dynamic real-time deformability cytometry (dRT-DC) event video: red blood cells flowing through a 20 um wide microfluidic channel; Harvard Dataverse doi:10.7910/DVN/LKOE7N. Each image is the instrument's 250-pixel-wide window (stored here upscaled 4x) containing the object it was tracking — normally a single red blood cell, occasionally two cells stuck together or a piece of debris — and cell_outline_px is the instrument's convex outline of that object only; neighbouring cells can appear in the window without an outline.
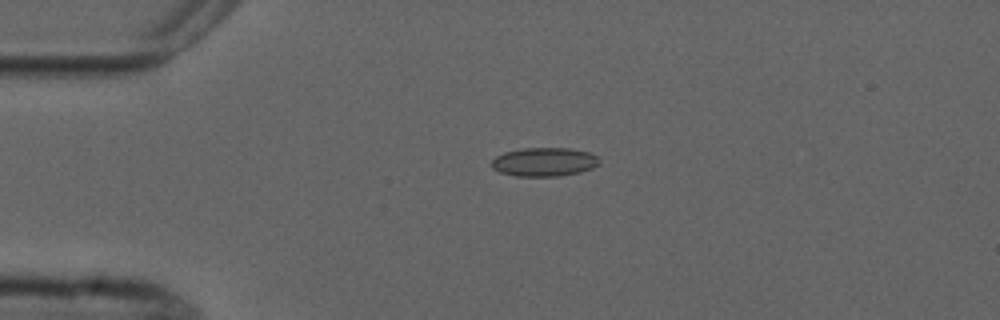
{"species": "common noctule bat (a hibernating species)", "species_latin": "Nyctalus noctula", "temperature_condition": "cold", "stored_images_in_passage": 6, "camera_frame_rate_fps": 3000, "um_per_image_px": 0.085, "animal": {"sex": "male", "forearm_length_mm": 52.5}, "frame": {"image": 1, "passage_image": 4, "time_ms": 3.333, "image_size_px": [1000, 320], "cell_outline_px": [[600, 164], [592, 168], [580, 172], [560, 176], [516, 176], [500, 172], [492, 168], [492, 160], [496, 156], [504, 152], [520, 148], [572, 148], [592, 152], [596, 156]], "centroid_in_image_um": [46.27, 13.75], "position_along_channel_um": 38.7, "area_um2": 18.21}}
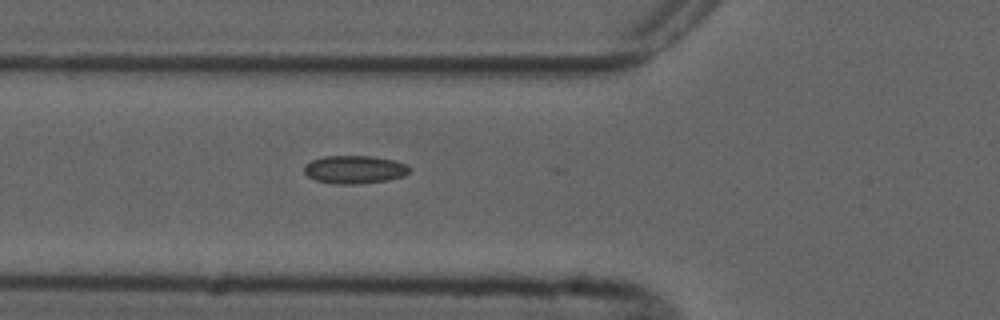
{"frame": {"image": 2, "passage_image": 6, "time_ms": 5.667, "image_size_px": [1000, 320], "cell_outline_px": [[412, 168], [404, 176], [388, 180], [360, 184], [332, 184], [316, 180], [308, 176], [304, 172], [304, 164], [312, 160], [324, 156], [372, 156], [396, 160]], "centroid_in_image_um": [30.14, 14.41], "position_along_channel_um": 95.7, "area_um2": 17.4}}